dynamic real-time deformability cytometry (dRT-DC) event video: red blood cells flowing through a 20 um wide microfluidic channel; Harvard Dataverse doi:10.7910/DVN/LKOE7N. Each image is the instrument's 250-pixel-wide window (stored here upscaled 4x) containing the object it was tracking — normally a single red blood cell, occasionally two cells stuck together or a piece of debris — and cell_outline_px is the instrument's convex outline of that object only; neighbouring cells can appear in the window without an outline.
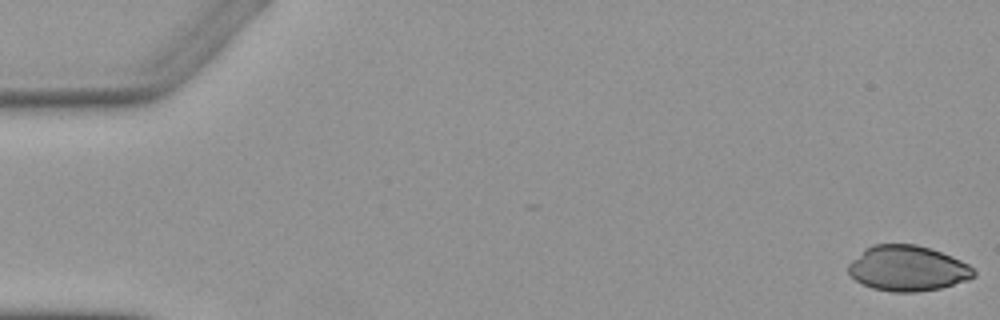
{"species": "Egyptian fruit bat (a non-hibernating species)", "species_latin": "Rousettus aegyptiacus", "temperature_condition": "warm", "stored_images_in_passage": 4, "camera_frame_rate_fps": 3000, "um_per_image_px": 0.085, "animal": {"sex": "female"}, "frame": {"image": 1, "passage_image": 1, "time_ms": 0.0, "image_size_px": [1000, 320], "cell_outline_px": [[976, 276], [968, 280], [940, 288], [916, 292], [892, 292], [872, 288], [856, 280], [848, 272], [848, 264], [864, 248], [872, 244], [916, 244], [932, 248], [952, 256], [968, 264], [976, 272]], "centroid_in_image_um": [77.15, 22.8], "position_along_channel_um": 7.8, "area_um2": 33.35}}
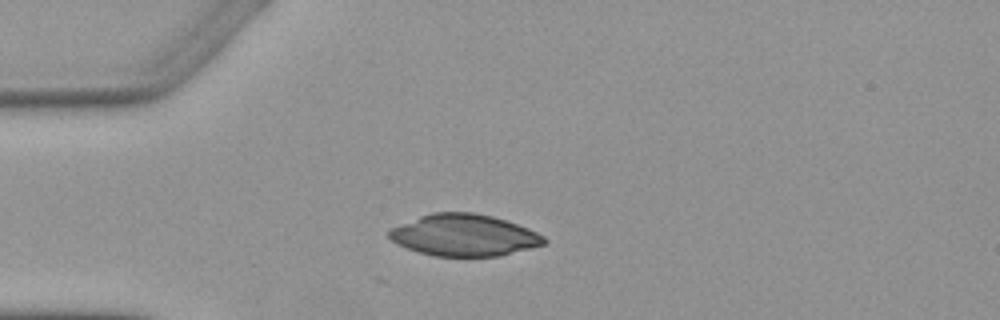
{"frame": {"image": 2, "passage_image": 4, "time_ms": 4.333, "image_size_px": [1000, 320], "cell_outline_px": [[548, 240], [544, 244], [500, 256], [436, 256], [420, 252], [396, 244], [388, 236], [388, 228], [420, 216], [432, 212], [476, 212], [492, 216], [528, 228], [544, 236]], "centroid_in_image_um": [39.42, 19.98], "position_along_channel_um": 45.6, "area_um2": 37.63}}